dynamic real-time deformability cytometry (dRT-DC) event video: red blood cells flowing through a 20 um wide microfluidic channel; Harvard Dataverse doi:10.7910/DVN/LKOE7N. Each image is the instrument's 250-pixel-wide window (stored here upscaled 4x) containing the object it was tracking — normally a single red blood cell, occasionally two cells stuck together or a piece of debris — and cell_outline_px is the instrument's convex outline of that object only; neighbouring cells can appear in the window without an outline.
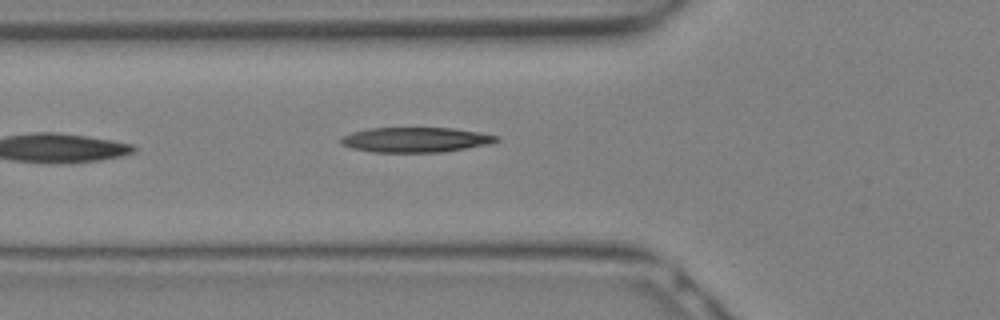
{"species": "Egyptian fruit bat (a non-hibernating species)", "species_latin": "Rousettus aegyptiacus", "temperature_condition": "warm", "stored_images_in_passage": 11, "camera_frame_rate_fps": 3000, "um_per_image_px": 0.085, "animal": {"sex": "female"}, "frame": {"image": 1, "passage_image": 11, "time_ms": 3.333, "image_size_px": [1000, 320], "cell_outline_px": [[500, 140], [488, 144], [440, 152], [372, 152], [352, 148], [340, 144], [340, 136], [352, 132], [368, 128], [452, 128], [500, 136]], "centroid_in_image_um": [35.26, 11.88], "position_along_channel_um": 90.5, "area_um2": 22.54}}